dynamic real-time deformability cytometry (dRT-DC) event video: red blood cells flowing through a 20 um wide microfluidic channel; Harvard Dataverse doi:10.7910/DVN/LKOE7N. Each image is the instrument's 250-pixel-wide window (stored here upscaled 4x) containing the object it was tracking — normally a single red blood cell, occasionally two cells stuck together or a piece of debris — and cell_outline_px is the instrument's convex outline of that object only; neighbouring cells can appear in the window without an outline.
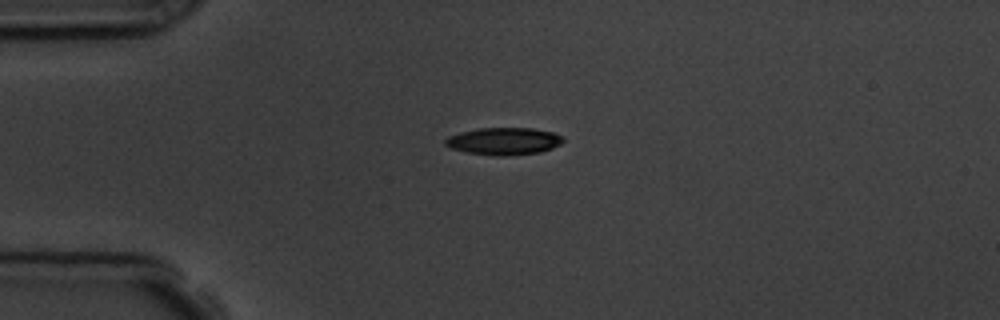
{"species": "common noctule bat (a hibernating species)", "species_latin": "Nyctalus noctula", "temperature_condition": "room temperature", "stored_images_in_passage": 5, "camera_frame_rate_fps": 3000, "um_per_image_px": 0.085, "animal": {"sex": "male", "body_mass_g": 19.5, "forearm_length_mm": 54.6}, "frame": {"image": 1, "passage_image": 5, "time_ms": 5.333, "image_size_px": [1000, 320], "cell_outline_px": [[564, 140], [560, 144], [552, 148], [540, 152], [504, 156], [492, 156], [468, 152], [452, 148], [444, 144], [444, 140], [448, 136], [460, 132], [480, 128], [532, 128], [552, 132], [560, 136]], "centroid_in_image_um": [42.8, 12.0], "position_along_channel_um": 42.2, "area_um2": 18.61}}